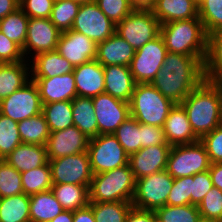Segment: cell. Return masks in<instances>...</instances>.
<instances>
[{
  "label": "cell",
  "instance_id": "obj_1",
  "mask_svg": "<svg viewBox=\"0 0 222 222\" xmlns=\"http://www.w3.org/2000/svg\"><path fill=\"white\" fill-rule=\"evenodd\" d=\"M205 57L167 52L163 66L151 84L174 104H180L205 80Z\"/></svg>",
  "mask_w": 222,
  "mask_h": 222
},
{
  "label": "cell",
  "instance_id": "obj_2",
  "mask_svg": "<svg viewBox=\"0 0 222 222\" xmlns=\"http://www.w3.org/2000/svg\"><path fill=\"white\" fill-rule=\"evenodd\" d=\"M195 136L200 140L222 124V110L214 88L204 80L180 103Z\"/></svg>",
  "mask_w": 222,
  "mask_h": 222
},
{
  "label": "cell",
  "instance_id": "obj_3",
  "mask_svg": "<svg viewBox=\"0 0 222 222\" xmlns=\"http://www.w3.org/2000/svg\"><path fill=\"white\" fill-rule=\"evenodd\" d=\"M160 35L168 52L186 56H206L207 34L200 19L176 20L161 24Z\"/></svg>",
  "mask_w": 222,
  "mask_h": 222
},
{
  "label": "cell",
  "instance_id": "obj_4",
  "mask_svg": "<svg viewBox=\"0 0 222 222\" xmlns=\"http://www.w3.org/2000/svg\"><path fill=\"white\" fill-rule=\"evenodd\" d=\"M135 185L129 164L94 174L89 188L90 202H132Z\"/></svg>",
  "mask_w": 222,
  "mask_h": 222
},
{
  "label": "cell",
  "instance_id": "obj_5",
  "mask_svg": "<svg viewBox=\"0 0 222 222\" xmlns=\"http://www.w3.org/2000/svg\"><path fill=\"white\" fill-rule=\"evenodd\" d=\"M130 104V116L139 123L163 127L170 109L175 105L151 83L136 84Z\"/></svg>",
  "mask_w": 222,
  "mask_h": 222
},
{
  "label": "cell",
  "instance_id": "obj_6",
  "mask_svg": "<svg viewBox=\"0 0 222 222\" xmlns=\"http://www.w3.org/2000/svg\"><path fill=\"white\" fill-rule=\"evenodd\" d=\"M160 25L150 8L137 6L116 25V33L136 51L160 34Z\"/></svg>",
  "mask_w": 222,
  "mask_h": 222
},
{
  "label": "cell",
  "instance_id": "obj_7",
  "mask_svg": "<svg viewBox=\"0 0 222 222\" xmlns=\"http://www.w3.org/2000/svg\"><path fill=\"white\" fill-rule=\"evenodd\" d=\"M211 165L205 146L200 142L172 146L166 171L173 178L206 172Z\"/></svg>",
  "mask_w": 222,
  "mask_h": 222
},
{
  "label": "cell",
  "instance_id": "obj_8",
  "mask_svg": "<svg viewBox=\"0 0 222 222\" xmlns=\"http://www.w3.org/2000/svg\"><path fill=\"white\" fill-rule=\"evenodd\" d=\"M174 178L166 171H159L136 180L132 199L134 207L155 211L167 205Z\"/></svg>",
  "mask_w": 222,
  "mask_h": 222
},
{
  "label": "cell",
  "instance_id": "obj_9",
  "mask_svg": "<svg viewBox=\"0 0 222 222\" xmlns=\"http://www.w3.org/2000/svg\"><path fill=\"white\" fill-rule=\"evenodd\" d=\"M87 152L93 175L129 164V155L113 134L91 138Z\"/></svg>",
  "mask_w": 222,
  "mask_h": 222
},
{
  "label": "cell",
  "instance_id": "obj_10",
  "mask_svg": "<svg viewBox=\"0 0 222 222\" xmlns=\"http://www.w3.org/2000/svg\"><path fill=\"white\" fill-rule=\"evenodd\" d=\"M167 52L160 34L135 51L129 68L136 84H149L154 80L163 66Z\"/></svg>",
  "mask_w": 222,
  "mask_h": 222
},
{
  "label": "cell",
  "instance_id": "obj_11",
  "mask_svg": "<svg viewBox=\"0 0 222 222\" xmlns=\"http://www.w3.org/2000/svg\"><path fill=\"white\" fill-rule=\"evenodd\" d=\"M0 113L15 122L42 113V103L37 84L30 80L23 87L0 101Z\"/></svg>",
  "mask_w": 222,
  "mask_h": 222
},
{
  "label": "cell",
  "instance_id": "obj_12",
  "mask_svg": "<svg viewBox=\"0 0 222 222\" xmlns=\"http://www.w3.org/2000/svg\"><path fill=\"white\" fill-rule=\"evenodd\" d=\"M71 30L84 34L98 44L116 32V25L92 1L81 4Z\"/></svg>",
  "mask_w": 222,
  "mask_h": 222
},
{
  "label": "cell",
  "instance_id": "obj_13",
  "mask_svg": "<svg viewBox=\"0 0 222 222\" xmlns=\"http://www.w3.org/2000/svg\"><path fill=\"white\" fill-rule=\"evenodd\" d=\"M48 162L53 183L86 185L90 188L93 173L87 151L48 160Z\"/></svg>",
  "mask_w": 222,
  "mask_h": 222
},
{
  "label": "cell",
  "instance_id": "obj_14",
  "mask_svg": "<svg viewBox=\"0 0 222 222\" xmlns=\"http://www.w3.org/2000/svg\"><path fill=\"white\" fill-rule=\"evenodd\" d=\"M60 34L49 18H29L27 36L22 48L25 60L39 53L56 50Z\"/></svg>",
  "mask_w": 222,
  "mask_h": 222
},
{
  "label": "cell",
  "instance_id": "obj_15",
  "mask_svg": "<svg viewBox=\"0 0 222 222\" xmlns=\"http://www.w3.org/2000/svg\"><path fill=\"white\" fill-rule=\"evenodd\" d=\"M98 124V135L113 134L116 129L130 117V104L101 93L92 97Z\"/></svg>",
  "mask_w": 222,
  "mask_h": 222
},
{
  "label": "cell",
  "instance_id": "obj_16",
  "mask_svg": "<svg viewBox=\"0 0 222 222\" xmlns=\"http://www.w3.org/2000/svg\"><path fill=\"white\" fill-rule=\"evenodd\" d=\"M56 51L73 67L96 59L97 44L74 30L61 32Z\"/></svg>",
  "mask_w": 222,
  "mask_h": 222
},
{
  "label": "cell",
  "instance_id": "obj_17",
  "mask_svg": "<svg viewBox=\"0 0 222 222\" xmlns=\"http://www.w3.org/2000/svg\"><path fill=\"white\" fill-rule=\"evenodd\" d=\"M89 141L76 126L51 132L45 145L48 160L85 152Z\"/></svg>",
  "mask_w": 222,
  "mask_h": 222
},
{
  "label": "cell",
  "instance_id": "obj_18",
  "mask_svg": "<svg viewBox=\"0 0 222 222\" xmlns=\"http://www.w3.org/2000/svg\"><path fill=\"white\" fill-rule=\"evenodd\" d=\"M172 146L156 145L141 148L129 156V165L135 180L164 171Z\"/></svg>",
  "mask_w": 222,
  "mask_h": 222
},
{
  "label": "cell",
  "instance_id": "obj_19",
  "mask_svg": "<svg viewBox=\"0 0 222 222\" xmlns=\"http://www.w3.org/2000/svg\"><path fill=\"white\" fill-rule=\"evenodd\" d=\"M39 89L41 103L72 101L77 97L73 72L52 78H31Z\"/></svg>",
  "mask_w": 222,
  "mask_h": 222
},
{
  "label": "cell",
  "instance_id": "obj_20",
  "mask_svg": "<svg viewBox=\"0 0 222 222\" xmlns=\"http://www.w3.org/2000/svg\"><path fill=\"white\" fill-rule=\"evenodd\" d=\"M77 96L95 97L105 93L104 68L96 59L74 67Z\"/></svg>",
  "mask_w": 222,
  "mask_h": 222
},
{
  "label": "cell",
  "instance_id": "obj_21",
  "mask_svg": "<svg viewBox=\"0 0 222 222\" xmlns=\"http://www.w3.org/2000/svg\"><path fill=\"white\" fill-rule=\"evenodd\" d=\"M163 130L165 139L170 146L192 144L199 141L181 104H175L170 109Z\"/></svg>",
  "mask_w": 222,
  "mask_h": 222
},
{
  "label": "cell",
  "instance_id": "obj_22",
  "mask_svg": "<svg viewBox=\"0 0 222 222\" xmlns=\"http://www.w3.org/2000/svg\"><path fill=\"white\" fill-rule=\"evenodd\" d=\"M135 50L116 32L97 44L96 60L103 66H130Z\"/></svg>",
  "mask_w": 222,
  "mask_h": 222
},
{
  "label": "cell",
  "instance_id": "obj_23",
  "mask_svg": "<svg viewBox=\"0 0 222 222\" xmlns=\"http://www.w3.org/2000/svg\"><path fill=\"white\" fill-rule=\"evenodd\" d=\"M103 68L105 93L124 102H130L136 85L130 68L122 65H108Z\"/></svg>",
  "mask_w": 222,
  "mask_h": 222
},
{
  "label": "cell",
  "instance_id": "obj_24",
  "mask_svg": "<svg viewBox=\"0 0 222 222\" xmlns=\"http://www.w3.org/2000/svg\"><path fill=\"white\" fill-rule=\"evenodd\" d=\"M160 24L176 20L199 19L195 0H157L149 7Z\"/></svg>",
  "mask_w": 222,
  "mask_h": 222
},
{
  "label": "cell",
  "instance_id": "obj_25",
  "mask_svg": "<svg viewBox=\"0 0 222 222\" xmlns=\"http://www.w3.org/2000/svg\"><path fill=\"white\" fill-rule=\"evenodd\" d=\"M32 59V60H31ZM29 59L31 78H52L71 73L74 67L56 50L39 53Z\"/></svg>",
  "mask_w": 222,
  "mask_h": 222
},
{
  "label": "cell",
  "instance_id": "obj_26",
  "mask_svg": "<svg viewBox=\"0 0 222 222\" xmlns=\"http://www.w3.org/2000/svg\"><path fill=\"white\" fill-rule=\"evenodd\" d=\"M18 172H25L48 162L46 146L21 143L5 159Z\"/></svg>",
  "mask_w": 222,
  "mask_h": 222
},
{
  "label": "cell",
  "instance_id": "obj_27",
  "mask_svg": "<svg viewBox=\"0 0 222 222\" xmlns=\"http://www.w3.org/2000/svg\"><path fill=\"white\" fill-rule=\"evenodd\" d=\"M29 60L0 64V101L31 80Z\"/></svg>",
  "mask_w": 222,
  "mask_h": 222
},
{
  "label": "cell",
  "instance_id": "obj_28",
  "mask_svg": "<svg viewBox=\"0 0 222 222\" xmlns=\"http://www.w3.org/2000/svg\"><path fill=\"white\" fill-rule=\"evenodd\" d=\"M73 124L89 139L98 136V124L92 98L77 96L72 100Z\"/></svg>",
  "mask_w": 222,
  "mask_h": 222
},
{
  "label": "cell",
  "instance_id": "obj_29",
  "mask_svg": "<svg viewBox=\"0 0 222 222\" xmlns=\"http://www.w3.org/2000/svg\"><path fill=\"white\" fill-rule=\"evenodd\" d=\"M51 191L64 210L76 211L90 203L89 187L86 185L53 183Z\"/></svg>",
  "mask_w": 222,
  "mask_h": 222
},
{
  "label": "cell",
  "instance_id": "obj_30",
  "mask_svg": "<svg viewBox=\"0 0 222 222\" xmlns=\"http://www.w3.org/2000/svg\"><path fill=\"white\" fill-rule=\"evenodd\" d=\"M63 211L51 190L30 196V222H50Z\"/></svg>",
  "mask_w": 222,
  "mask_h": 222
},
{
  "label": "cell",
  "instance_id": "obj_31",
  "mask_svg": "<svg viewBox=\"0 0 222 222\" xmlns=\"http://www.w3.org/2000/svg\"><path fill=\"white\" fill-rule=\"evenodd\" d=\"M0 222H30V196L21 193L0 198Z\"/></svg>",
  "mask_w": 222,
  "mask_h": 222
},
{
  "label": "cell",
  "instance_id": "obj_32",
  "mask_svg": "<svg viewBox=\"0 0 222 222\" xmlns=\"http://www.w3.org/2000/svg\"><path fill=\"white\" fill-rule=\"evenodd\" d=\"M18 131L22 143L43 146L51 133L43 113L18 122Z\"/></svg>",
  "mask_w": 222,
  "mask_h": 222
},
{
  "label": "cell",
  "instance_id": "obj_33",
  "mask_svg": "<svg viewBox=\"0 0 222 222\" xmlns=\"http://www.w3.org/2000/svg\"><path fill=\"white\" fill-rule=\"evenodd\" d=\"M72 101H61L42 105V113L50 132L74 126Z\"/></svg>",
  "mask_w": 222,
  "mask_h": 222
},
{
  "label": "cell",
  "instance_id": "obj_34",
  "mask_svg": "<svg viewBox=\"0 0 222 222\" xmlns=\"http://www.w3.org/2000/svg\"><path fill=\"white\" fill-rule=\"evenodd\" d=\"M29 17L19 7L0 20V31L21 48L24 47Z\"/></svg>",
  "mask_w": 222,
  "mask_h": 222
},
{
  "label": "cell",
  "instance_id": "obj_35",
  "mask_svg": "<svg viewBox=\"0 0 222 222\" xmlns=\"http://www.w3.org/2000/svg\"><path fill=\"white\" fill-rule=\"evenodd\" d=\"M23 193L33 195L51 190L53 185L49 162L38 168L21 172Z\"/></svg>",
  "mask_w": 222,
  "mask_h": 222
},
{
  "label": "cell",
  "instance_id": "obj_36",
  "mask_svg": "<svg viewBox=\"0 0 222 222\" xmlns=\"http://www.w3.org/2000/svg\"><path fill=\"white\" fill-rule=\"evenodd\" d=\"M96 222H124L131 202H90Z\"/></svg>",
  "mask_w": 222,
  "mask_h": 222
},
{
  "label": "cell",
  "instance_id": "obj_37",
  "mask_svg": "<svg viewBox=\"0 0 222 222\" xmlns=\"http://www.w3.org/2000/svg\"><path fill=\"white\" fill-rule=\"evenodd\" d=\"M154 212L158 222H202L196 205H165Z\"/></svg>",
  "mask_w": 222,
  "mask_h": 222
},
{
  "label": "cell",
  "instance_id": "obj_38",
  "mask_svg": "<svg viewBox=\"0 0 222 222\" xmlns=\"http://www.w3.org/2000/svg\"><path fill=\"white\" fill-rule=\"evenodd\" d=\"M204 76L222 74V29L207 34Z\"/></svg>",
  "mask_w": 222,
  "mask_h": 222
},
{
  "label": "cell",
  "instance_id": "obj_39",
  "mask_svg": "<svg viewBox=\"0 0 222 222\" xmlns=\"http://www.w3.org/2000/svg\"><path fill=\"white\" fill-rule=\"evenodd\" d=\"M113 135L129 156L141 149L140 123L134 117L127 118Z\"/></svg>",
  "mask_w": 222,
  "mask_h": 222
},
{
  "label": "cell",
  "instance_id": "obj_40",
  "mask_svg": "<svg viewBox=\"0 0 222 222\" xmlns=\"http://www.w3.org/2000/svg\"><path fill=\"white\" fill-rule=\"evenodd\" d=\"M80 6L73 0H55L49 19L60 32L71 30Z\"/></svg>",
  "mask_w": 222,
  "mask_h": 222
},
{
  "label": "cell",
  "instance_id": "obj_41",
  "mask_svg": "<svg viewBox=\"0 0 222 222\" xmlns=\"http://www.w3.org/2000/svg\"><path fill=\"white\" fill-rule=\"evenodd\" d=\"M18 123L0 113V159H5L21 144Z\"/></svg>",
  "mask_w": 222,
  "mask_h": 222
},
{
  "label": "cell",
  "instance_id": "obj_42",
  "mask_svg": "<svg viewBox=\"0 0 222 222\" xmlns=\"http://www.w3.org/2000/svg\"><path fill=\"white\" fill-rule=\"evenodd\" d=\"M198 15L206 34L222 29V0H203Z\"/></svg>",
  "mask_w": 222,
  "mask_h": 222
},
{
  "label": "cell",
  "instance_id": "obj_43",
  "mask_svg": "<svg viewBox=\"0 0 222 222\" xmlns=\"http://www.w3.org/2000/svg\"><path fill=\"white\" fill-rule=\"evenodd\" d=\"M23 193L21 172L0 159V198Z\"/></svg>",
  "mask_w": 222,
  "mask_h": 222
},
{
  "label": "cell",
  "instance_id": "obj_44",
  "mask_svg": "<svg viewBox=\"0 0 222 222\" xmlns=\"http://www.w3.org/2000/svg\"><path fill=\"white\" fill-rule=\"evenodd\" d=\"M95 2L115 25L138 6L135 0H95Z\"/></svg>",
  "mask_w": 222,
  "mask_h": 222
},
{
  "label": "cell",
  "instance_id": "obj_45",
  "mask_svg": "<svg viewBox=\"0 0 222 222\" xmlns=\"http://www.w3.org/2000/svg\"><path fill=\"white\" fill-rule=\"evenodd\" d=\"M197 207L202 220L222 221V191L213 186Z\"/></svg>",
  "mask_w": 222,
  "mask_h": 222
},
{
  "label": "cell",
  "instance_id": "obj_46",
  "mask_svg": "<svg viewBox=\"0 0 222 222\" xmlns=\"http://www.w3.org/2000/svg\"><path fill=\"white\" fill-rule=\"evenodd\" d=\"M192 176L174 178V182L167 198V205L191 204Z\"/></svg>",
  "mask_w": 222,
  "mask_h": 222
},
{
  "label": "cell",
  "instance_id": "obj_47",
  "mask_svg": "<svg viewBox=\"0 0 222 222\" xmlns=\"http://www.w3.org/2000/svg\"><path fill=\"white\" fill-rule=\"evenodd\" d=\"M200 142L205 146L211 163H222V124L204 135Z\"/></svg>",
  "mask_w": 222,
  "mask_h": 222
},
{
  "label": "cell",
  "instance_id": "obj_48",
  "mask_svg": "<svg viewBox=\"0 0 222 222\" xmlns=\"http://www.w3.org/2000/svg\"><path fill=\"white\" fill-rule=\"evenodd\" d=\"M55 0H19L20 8L29 18H50Z\"/></svg>",
  "mask_w": 222,
  "mask_h": 222
},
{
  "label": "cell",
  "instance_id": "obj_49",
  "mask_svg": "<svg viewBox=\"0 0 222 222\" xmlns=\"http://www.w3.org/2000/svg\"><path fill=\"white\" fill-rule=\"evenodd\" d=\"M213 188L209 170L192 176L191 205L198 206L205 195Z\"/></svg>",
  "mask_w": 222,
  "mask_h": 222
},
{
  "label": "cell",
  "instance_id": "obj_50",
  "mask_svg": "<svg viewBox=\"0 0 222 222\" xmlns=\"http://www.w3.org/2000/svg\"><path fill=\"white\" fill-rule=\"evenodd\" d=\"M24 60L22 48L0 31V63H18Z\"/></svg>",
  "mask_w": 222,
  "mask_h": 222
},
{
  "label": "cell",
  "instance_id": "obj_51",
  "mask_svg": "<svg viewBox=\"0 0 222 222\" xmlns=\"http://www.w3.org/2000/svg\"><path fill=\"white\" fill-rule=\"evenodd\" d=\"M141 148L156 145H169L165 139L163 127L140 123Z\"/></svg>",
  "mask_w": 222,
  "mask_h": 222
},
{
  "label": "cell",
  "instance_id": "obj_52",
  "mask_svg": "<svg viewBox=\"0 0 222 222\" xmlns=\"http://www.w3.org/2000/svg\"><path fill=\"white\" fill-rule=\"evenodd\" d=\"M157 218L154 211L131 207L126 215L124 222H156Z\"/></svg>",
  "mask_w": 222,
  "mask_h": 222
},
{
  "label": "cell",
  "instance_id": "obj_53",
  "mask_svg": "<svg viewBox=\"0 0 222 222\" xmlns=\"http://www.w3.org/2000/svg\"><path fill=\"white\" fill-rule=\"evenodd\" d=\"M73 222H96L90 205L74 211Z\"/></svg>",
  "mask_w": 222,
  "mask_h": 222
},
{
  "label": "cell",
  "instance_id": "obj_54",
  "mask_svg": "<svg viewBox=\"0 0 222 222\" xmlns=\"http://www.w3.org/2000/svg\"><path fill=\"white\" fill-rule=\"evenodd\" d=\"M209 172L213 186L222 191V163H211Z\"/></svg>",
  "mask_w": 222,
  "mask_h": 222
},
{
  "label": "cell",
  "instance_id": "obj_55",
  "mask_svg": "<svg viewBox=\"0 0 222 222\" xmlns=\"http://www.w3.org/2000/svg\"><path fill=\"white\" fill-rule=\"evenodd\" d=\"M19 0H0V20L19 8Z\"/></svg>",
  "mask_w": 222,
  "mask_h": 222
},
{
  "label": "cell",
  "instance_id": "obj_56",
  "mask_svg": "<svg viewBox=\"0 0 222 222\" xmlns=\"http://www.w3.org/2000/svg\"><path fill=\"white\" fill-rule=\"evenodd\" d=\"M204 78L216 91L222 110V74H218L217 76H204Z\"/></svg>",
  "mask_w": 222,
  "mask_h": 222
},
{
  "label": "cell",
  "instance_id": "obj_57",
  "mask_svg": "<svg viewBox=\"0 0 222 222\" xmlns=\"http://www.w3.org/2000/svg\"><path fill=\"white\" fill-rule=\"evenodd\" d=\"M74 211L64 210L50 222H73Z\"/></svg>",
  "mask_w": 222,
  "mask_h": 222
},
{
  "label": "cell",
  "instance_id": "obj_58",
  "mask_svg": "<svg viewBox=\"0 0 222 222\" xmlns=\"http://www.w3.org/2000/svg\"><path fill=\"white\" fill-rule=\"evenodd\" d=\"M157 0H136V3L139 7H150Z\"/></svg>",
  "mask_w": 222,
  "mask_h": 222
},
{
  "label": "cell",
  "instance_id": "obj_59",
  "mask_svg": "<svg viewBox=\"0 0 222 222\" xmlns=\"http://www.w3.org/2000/svg\"><path fill=\"white\" fill-rule=\"evenodd\" d=\"M73 1L83 4V3H88V2L95 1V0H73Z\"/></svg>",
  "mask_w": 222,
  "mask_h": 222
},
{
  "label": "cell",
  "instance_id": "obj_60",
  "mask_svg": "<svg viewBox=\"0 0 222 222\" xmlns=\"http://www.w3.org/2000/svg\"><path fill=\"white\" fill-rule=\"evenodd\" d=\"M203 0H195V2L197 3V5H199Z\"/></svg>",
  "mask_w": 222,
  "mask_h": 222
},
{
  "label": "cell",
  "instance_id": "obj_61",
  "mask_svg": "<svg viewBox=\"0 0 222 222\" xmlns=\"http://www.w3.org/2000/svg\"><path fill=\"white\" fill-rule=\"evenodd\" d=\"M202 222H222V221H207V220H202Z\"/></svg>",
  "mask_w": 222,
  "mask_h": 222
}]
</instances>
